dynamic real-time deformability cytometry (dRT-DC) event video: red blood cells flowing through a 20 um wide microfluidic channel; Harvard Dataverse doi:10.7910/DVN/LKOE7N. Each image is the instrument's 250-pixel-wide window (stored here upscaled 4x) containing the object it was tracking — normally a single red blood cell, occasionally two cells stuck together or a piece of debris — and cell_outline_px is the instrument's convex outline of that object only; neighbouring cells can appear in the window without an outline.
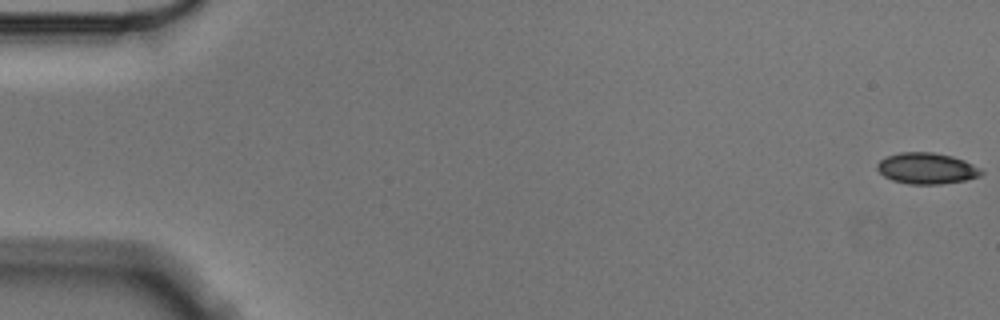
{"species": "Egyptian fruit bat (a non-hibernating species)", "species_latin": "Rousettus aegyptiacus", "temperature_condition": "cold", "stored_images_in_passage": 57, "camera_frame_rate_fps": 3000, "um_per_image_px": 0.085, "animal": {"sex": "male"}, "frame": {"image": 1, "passage_image": 1, "time_ms": 0.0, "image_size_px": [1000, 320], "cell_outline_px": [[984, 172], [980, 176], [964, 180], [940, 184], [908, 184], [892, 180], [884, 176], [876, 168], [876, 164], [880, 160], [888, 156], [900, 152], [932, 152], [952, 156], [964, 160], [980, 168]], "centroid_in_image_um": [78.76, 14.31], "position_along_channel_um": 6.2, "area_um2": 18.84}}
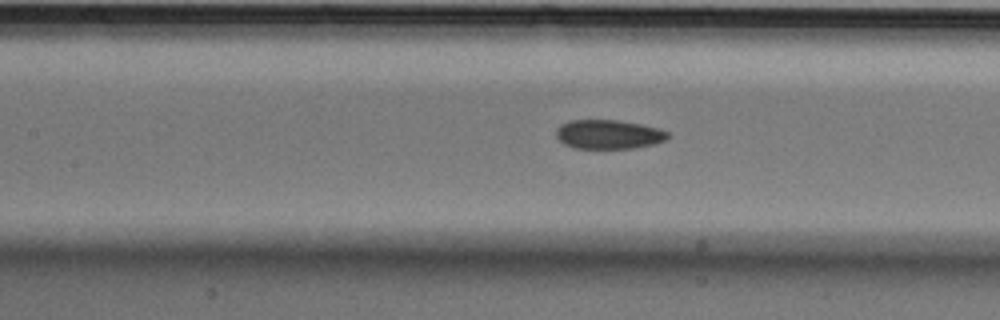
{"frame": {"image": 2, "passage_image": 26, "time_ms": 8.333, "image_size_px": [1000, 320], "cell_outline_px": [[672, 136], [664, 140], [652, 144], [632, 148], [576, 148], [564, 144], [556, 136], [556, 128], [560, 124], [572, 120], [616, 120], [640, 124], [660, 128], [668, 132]], "centroid_in_image_um": [51.73, 11.41], "position_along_channel_um": 155.7, "area_um2": 18.9}}
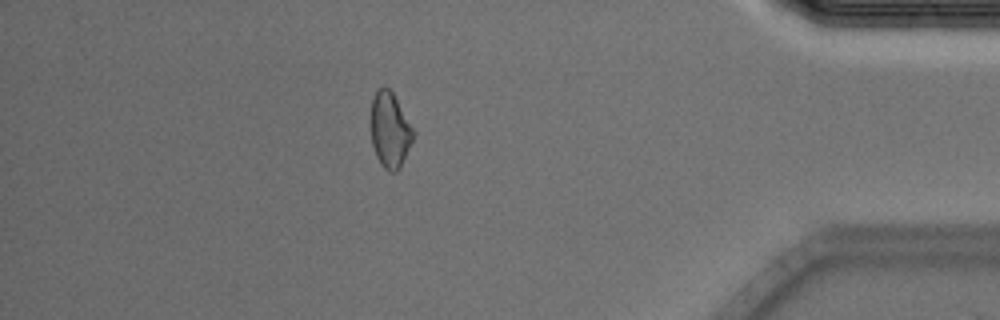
{"frame": {"image": 3, "passage_image": 50, "time_ms": 16.333, "image_size_px": [1000, 320], "cell_outline_px": [[416, 132], [400, 168], [396, 172], [388, 172], [380, 164], [376, 156], [372, 144], [368, 124], [368, 120], [372, 100], [376, 88], [388, 88], [392, 92]], "centroid_in_image_um": [33.1, 11.05], "position_along_channel_um": 402.1, "area_um2": 19.19}, "authors_computed_cell_mechanics": {"area_um2": 19.1896, "velocity_mm_per_s": 3.5594, "shape_relaxation_time_tau1_ms": 7.333, "shape_relaxation_time_tau2_ms": 4.961, "deformation_change_tau1": 0.1178, "deformation_change_tau2": 0.0824}}